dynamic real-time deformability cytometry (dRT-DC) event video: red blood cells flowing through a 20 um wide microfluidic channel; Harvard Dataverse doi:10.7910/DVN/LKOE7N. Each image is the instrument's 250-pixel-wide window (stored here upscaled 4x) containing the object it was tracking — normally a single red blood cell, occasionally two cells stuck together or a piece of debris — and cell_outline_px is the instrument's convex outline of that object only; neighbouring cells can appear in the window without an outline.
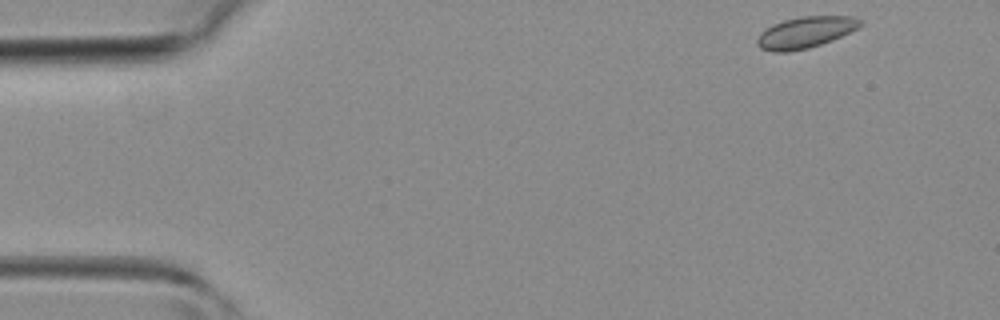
{"species": "common noctule bat (a hibernating species)", "species_latin": "Nyctalus noctula", "temperature_condition": "room temperature", "stored_images_in_passage": 7, "camera_frame_rate_fps": 3000, "um_per_image_px": 0.085, "animal": {"sex": "female", "body_mass_g": 19.3, "forearm_length_mm": 54.1}, "frame": {"image": 1, "passage_image": 1, "time_ms": 0.0, "image_size_px": [1000, 320], "cell_outline_px": [[860, 24], [856, 28], [832, 40], [808, 48], [788, 52], [772, 52], [760, 48], [756, 44], [756, 40], [760, 32], [764, 28], [772, 24], [784, 20], [804, 16], [852, 16], [860, 20]], "centroid_in_image_um": [68.37, 2.76], "position_along_channel_um": 16.6, "area_um2": 18.67}}